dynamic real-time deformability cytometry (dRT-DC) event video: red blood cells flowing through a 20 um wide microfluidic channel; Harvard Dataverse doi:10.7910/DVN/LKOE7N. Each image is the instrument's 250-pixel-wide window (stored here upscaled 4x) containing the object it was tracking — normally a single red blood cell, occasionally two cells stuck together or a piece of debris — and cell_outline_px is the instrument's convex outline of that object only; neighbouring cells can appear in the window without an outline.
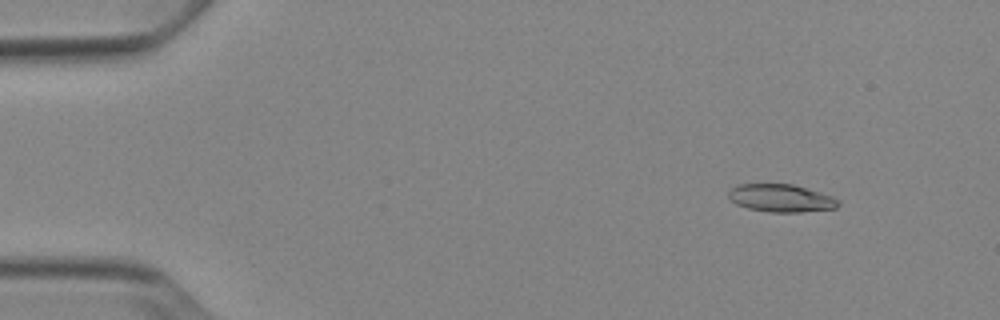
{"species": "Egyptian fruit bat (a non-hibernating species)", "species_latin": "Rousettus aegyptiacus", "temperature_condition": "cold", "stored_images_in_passage": 52, "camera_frame_rate_fps": 3000, "um_per_image_px": 0.085, "animal": {"sex": "female"}, "frame": {"image": 1, "passage_image": 6, "time_ms": 1.667, "image_size_px": [1000, 320], "cell_outline_px": [[840, 204], [836, 208], [800, 212], [768, 212], [748, 208], [736, 204], [728, 196], [728, 192], [732, 188], [740, 184], [792, 184], [820, 192], [832, 196], [840, 200]], "centroid_in_image_um": [66.41, 16.84], "position_along_channel_um": 18.6, "area_um2": 17.69}}
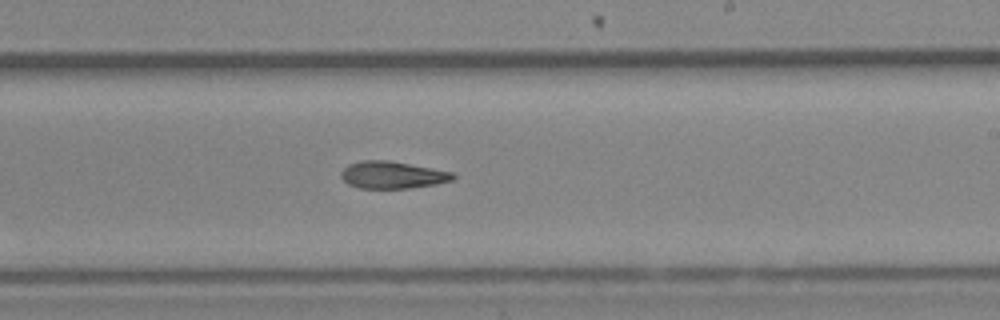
{"frame": {"image": 2, "passage_image": 32, "time_ms": 10.333, "image_size_px": [1000, 320], "cell_outline_px": [[456, 176], [452, 180], [436, 184], [408, 188], [360, 188], [348, 184], [340, 176], [340, 172], [348, 164], [360, 160], [388, 160], [456, 172]], "centroid_in_image_um": [33.36, 14.86], "position_along_channel_um": 255.6, "area_um2": 17.86}}
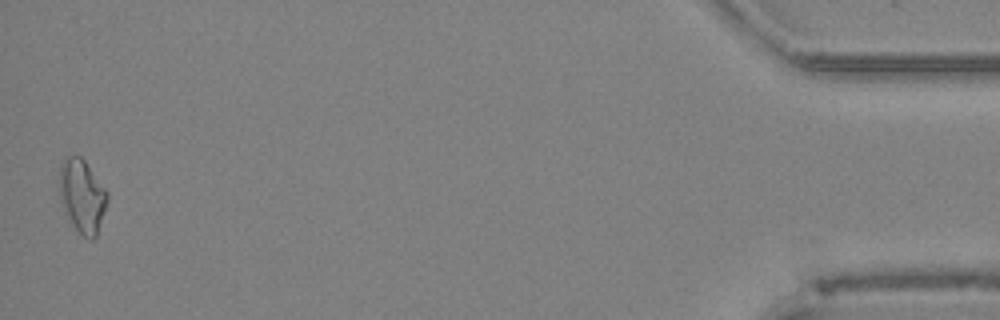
{"frame": {"image": 3, "passage_image": 52, "time_ms": 17.0, "image_size_px": [1000, 320], "cell_outline_px": [[108, 200], [96, 236], [92, 240], [84, 236], [72, 224], [60, 200], [60, 164], [64, 156], [80, 156], [84, 160], [108, 192]], "centroid_in_image_um": [6.99, 16.63], "position_along_channel_um": 428.2, "area_um2": 20.11}}